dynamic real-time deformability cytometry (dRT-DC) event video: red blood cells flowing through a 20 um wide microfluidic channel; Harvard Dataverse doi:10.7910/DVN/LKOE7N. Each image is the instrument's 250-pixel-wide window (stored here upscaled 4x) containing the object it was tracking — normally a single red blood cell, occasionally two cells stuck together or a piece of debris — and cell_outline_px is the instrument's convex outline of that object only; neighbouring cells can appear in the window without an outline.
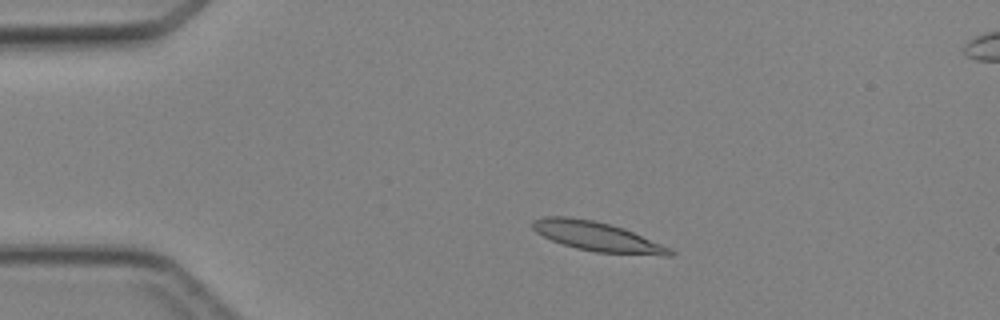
{"species": "Egyptian fruit bat (a non-hibernating species)", "species_latin": "Rousettus aegyptiacus", "temperature_condition": "cold", "stored_images_in_passage": 39, "camera_frame_rate_fps": 3000, "um_per_image_px": 0.085, "animal": {"sex": "female"}, "frame": {"image": 1, "passage_image": 2, "time_ms": 0.333, "image_size_px": [1000, 320], "cell_outline_px": [[676, 252], [672, 256], [664, 256], [596, 252], [576, 248], [552, 240], [536, 232], [532, 228], [532, 220], [544, 216], [564, 216], [592, 220], [624, 228], [672, 248]], "centroid_in_image_um": [50.81, 20.11], "position_along_channel_um": 34.2, "area_um2": 23.52}}
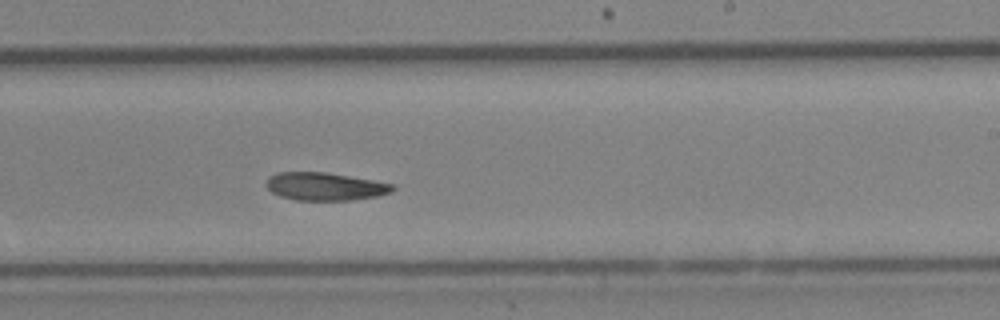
{"frame": {"image": 2, "passage_image": 21, "time_ms": 6.667, "image_size_px": [1000, 320], "cell_outline_px": [[396, 188], [392, 192], [376, 196], [352, 200], [296, 200], [280, 196], [272, 192], [264, 184], [268, 176], [276, 172], [324, 172], [396, 184]], "centroid_in_image_um": [27.61, 15.84], "position_along_channel_um": 261.4, "area_um2": 20.63}}
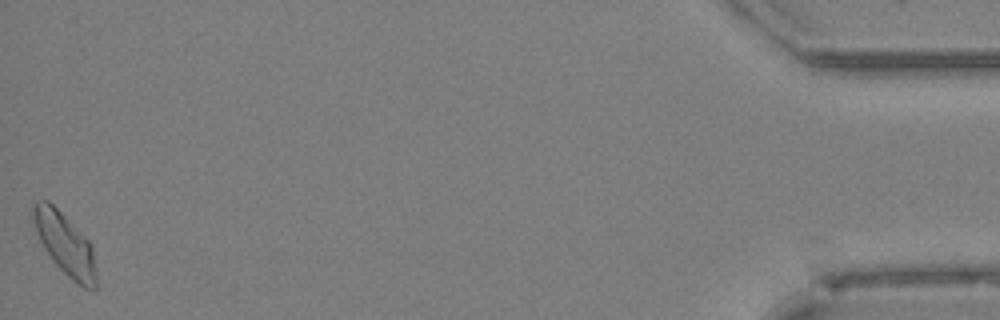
{"frame": {"image": 3, "passage_image": 39, "time_ms": 12.667, "image_size_px": [1000, 320], "cell_outline_px": [[96, 288], [84, 288], [72, 280], [52, 260], [44, 248], [36, 232], [32, 220], [32, 204], [36, 200], [48, 200], [88, 240], [92, 248], [96, 268]], "centroid_in_image_um": [5.5, 20.73], "position_along_channel_um": 429.7, "area_um2": 22.43}}